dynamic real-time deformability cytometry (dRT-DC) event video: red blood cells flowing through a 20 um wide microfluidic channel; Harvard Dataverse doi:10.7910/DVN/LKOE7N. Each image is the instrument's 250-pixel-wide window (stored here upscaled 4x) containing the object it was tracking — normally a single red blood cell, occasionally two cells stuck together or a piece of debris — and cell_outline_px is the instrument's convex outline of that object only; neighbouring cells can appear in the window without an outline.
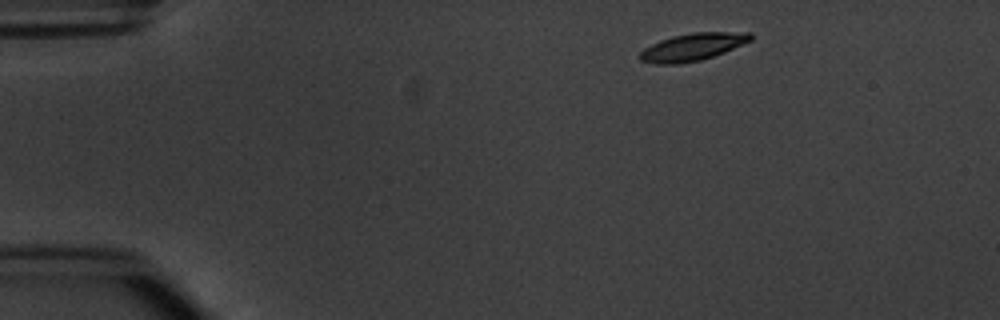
{"species": "common noctule bat (a hibernating species)", "species_latin": "Nyctalus noctula", "temperature_condition": "warm", "stored_images_in_passage": 3, "camera_frame_rate_fps": 3000, "um_per_image_px": 0.085, "animal": {"sex": "male", "body_mass_g": 20.1, "forearm_length_mm": 53.5}, "frame": {"image": 1, "passage_image": 1, "time_ms": 0.0, "image_size_px": [1000, 320], "cell_outline_px": [[756, 36], [752, 40], [724, 52], [700, 60], [676, 64], [656, 64], [640, 60], [640, 52], [644, 48], [660, 40], [672, 36], [692, 32], [752, 32]], "centroid_in_image_um": [58.91, 3.97], "position_along_channel_um": 26.1, "area_um2": 17.69}}